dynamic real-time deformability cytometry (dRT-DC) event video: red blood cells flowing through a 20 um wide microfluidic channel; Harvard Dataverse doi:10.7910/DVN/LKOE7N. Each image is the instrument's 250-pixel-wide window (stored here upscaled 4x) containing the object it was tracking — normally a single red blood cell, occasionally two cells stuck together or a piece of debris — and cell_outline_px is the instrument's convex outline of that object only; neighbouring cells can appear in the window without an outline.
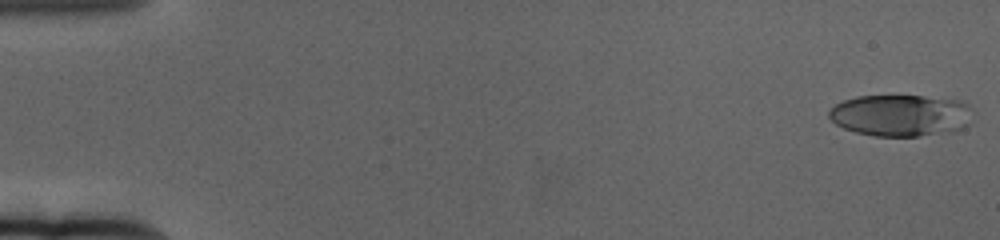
{"species": "human", "species_latin": "Homo sapiens", "temperature_condition": "cold", "stored_images_in_passage": 8, "camera_frame_rate_fps": 3000, "um_per_image_px": 0.085, "donor": {"sex": "female"}, "frame": {"image": 1, "passage_image": 1, "time_ms": 0.0, "image_size_px": [1000, 240], "cell_outline_px": [[976, 112], [972, 124], [964, 128], [952, 132], [916, 136], [876, 136], [856, 132], [844, 128], [836, 124], [828, 116], [828, 112], [836, 104], [844, 100], [856, 96], [924, 96], [956, 100], [968, 104]], "centroid_in_image_um": [76.66, 9.81], "position_along_channel_um": 8.3, "area_um2": 35.43}}